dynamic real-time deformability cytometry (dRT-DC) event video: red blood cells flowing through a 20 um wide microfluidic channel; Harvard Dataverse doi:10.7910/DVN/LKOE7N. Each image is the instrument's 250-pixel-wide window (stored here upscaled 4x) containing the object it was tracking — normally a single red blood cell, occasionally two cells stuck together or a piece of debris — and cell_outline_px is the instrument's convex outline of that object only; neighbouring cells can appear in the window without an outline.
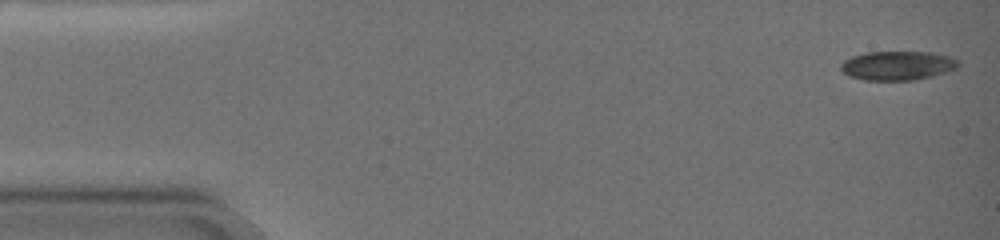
{"species": "common noctule bat (a hibernating species)", "species_latin": "Nyctalus noctula", "temperature_condition": "warm", "stored_images_in_passage": 19, "camera_frame_rate_fps": 3000, "um_per_image_px": 0.085, "animal": {"sex": "female", "body_mass_g": 19.0, "forearm_length_mm": 51.5}, "frame": {"image": 1, "passage_image": 1, "time_ms": 0.0, "image_size_px": [1000, 240], "cell_outline_px": [[960, 64], [956, 68], [948, 72], [932, 76], [912, 80], [864, 80], [848, 76], [840, 68], [840, 64], [844, 60], [852, 56], [868, 52], [932, 52], [948, 56], [960, 60]], "centroid_in_image_um": [76.31, 5.57], "position_along_channel_um": 8.7, "area_um2": 20.0}}
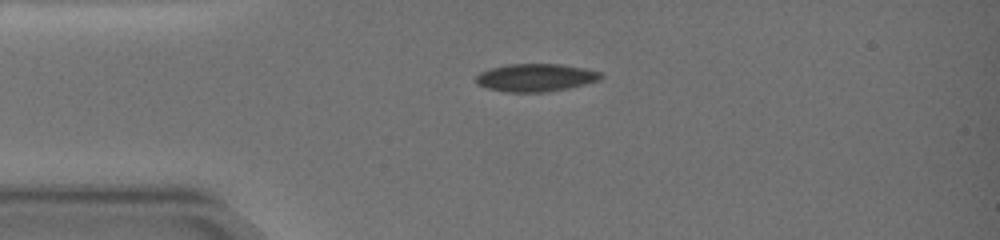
{"frame": {"image": 2, "passage_image": 9, "time_ms": 4.0, "image_size_px": [1000, 240], "cell_outline_px": [[604, 76], [600, 80], [568, 88], [544, 92], [504, 92], [488, 88], [476, 84], [476, 76], [480, 72], [488, 68], [508, 64], [564, 64], [584, 68], [600, 72]], "centroid_in_image_um": [45.52, 6.59], "position_along_channel_um": 39.5, "area_um2": 20.35}}
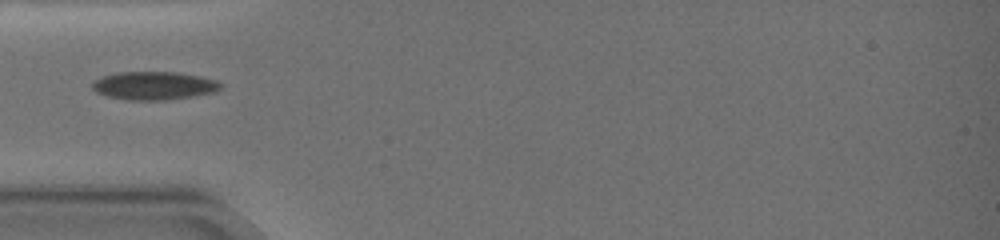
{"frame": {"image": 3, "passage_image": 12, "time_ms": 5.667, "image_size_px": [1000, 240], "cell_outline_px": [[220, 88], [212, 92], [192, 96], [164, 100], [128, 100], [108, 96], [96, 92], [92, 88], [92, 84], [96, 80], [104, 76], [116, 72], [176, 72], [200, 76], [216, 80], [220, 84]], "centroid_in_image_um": [13.06, 7.28], "position_along_channel_um": 71.9, "area_um2": 20.81}}